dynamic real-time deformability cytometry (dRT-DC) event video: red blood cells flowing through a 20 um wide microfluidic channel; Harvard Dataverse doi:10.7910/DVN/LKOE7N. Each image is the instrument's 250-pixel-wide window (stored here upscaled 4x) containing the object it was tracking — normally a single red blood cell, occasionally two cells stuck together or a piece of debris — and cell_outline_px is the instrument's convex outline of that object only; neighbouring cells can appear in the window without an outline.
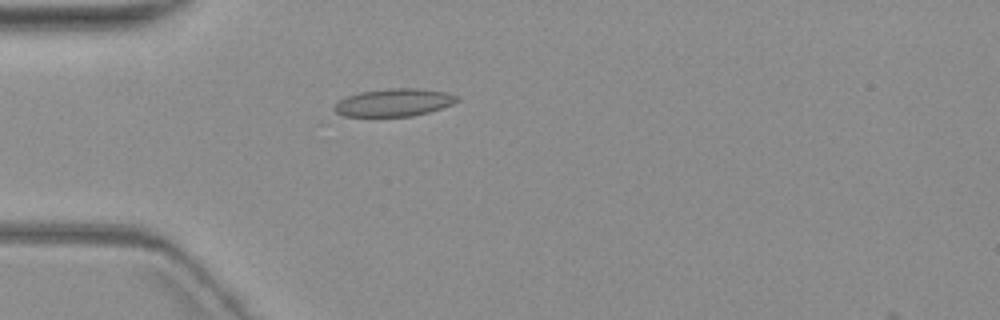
{"species": "common noctule bat (a hibernating species)", "species_latin": "Nyctalus noctula", "temperature_condition": "warm", "stored_images_in_passage": 2, "camera_frame_rate_fps": 3000, "um_per_image_px": 0.085, "animal": {"sex": "female", "body_mass_g": 19.3, "forearm_length_mm": 54.1}, "frame": {"image": 1, "passage_image": 1, "time_ms": 0.0, "image_size_px": [1000, 320], "cell_outline_px": [[460, 100], [452, 104], [428, 112], [412, 116], [344, 116], [336, 112], [332, 108], [340, 100], [348, 96], [360, 92], [392, 88], [420, 88], [444, 92], [460, 96]], "centroid_in_image_um": [33.51, 8.71], "position_along_channel_um": 51.5, "area_um2": 19.65}}